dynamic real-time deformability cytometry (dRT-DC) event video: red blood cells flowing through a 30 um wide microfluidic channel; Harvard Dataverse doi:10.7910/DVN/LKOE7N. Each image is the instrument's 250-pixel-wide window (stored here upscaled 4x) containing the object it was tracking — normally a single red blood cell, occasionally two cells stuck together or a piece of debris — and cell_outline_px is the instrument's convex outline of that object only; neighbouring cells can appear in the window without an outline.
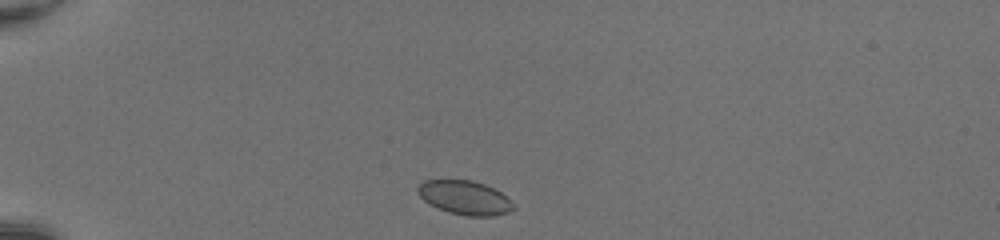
{"species": "common noctule bat (a hibernating species)", "species_latin": "Nyctalus noctula", "temperature_condition": "room temperature", "stored_images_in_passage": 37, "camera_frame_rate_fps": 3000, "um_per_image_px": 0.085, "animal": {"sex": "female", "body_mass_g": 20.0, "forearm_length_mm": 54.0}, "frame": {"image": 1, "passage_image": 1, "time_ms": 0.0, "image_size_px": [1000, 240], "cell_outline_px": [[516, 208], [508, 212], [492, 216], [468, 216], [448, 212], [428, 204], [416, 192], [416, 188], [424, 180], [472, 180], [496, 188]], "centroid_in_image_um": [39.47, 16.79], "position_along_channel_um": 45.5, "area_um2": 18.9}}
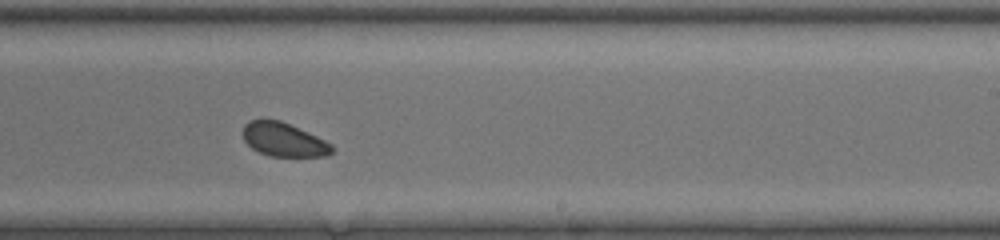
{"frame": {"image": 2, "passage_image": 20, "time_ms": 6.333, "image_size_px": [1000, 240], "cell_outline_px": [[336, 148], [328, 156], [268, 156], [252, 148], [244, 140], [244, 124], [248, 120], [260, 116], [280, 120], [316, 136], [332, 144]], "centroid_in_image_um": [24.09, 11.83], "position_along_channel_um": 264.9, "area_um2": 17.8}}
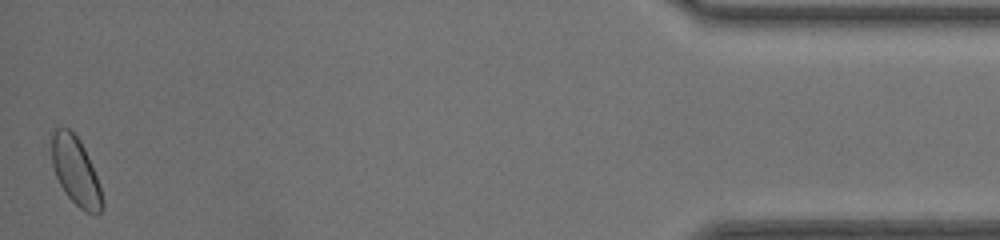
{"frame": {"image": 3, "passage_image": 37, "time_ms": 12.0, "image_size_px": [1000, 240], "cell_outline_px": [[104, 208], [96, 216], [84, 212], [64, 192], [56, 176], [52, 164], [52, 132], [56, 128], [68, 128], [80, 140], [84, 148], [96, 176], [104, 200]], "centroid_in_image_um": [6.45, 14.6], "position_along_channel_um": 428.8, "area_um2": 20.0}}